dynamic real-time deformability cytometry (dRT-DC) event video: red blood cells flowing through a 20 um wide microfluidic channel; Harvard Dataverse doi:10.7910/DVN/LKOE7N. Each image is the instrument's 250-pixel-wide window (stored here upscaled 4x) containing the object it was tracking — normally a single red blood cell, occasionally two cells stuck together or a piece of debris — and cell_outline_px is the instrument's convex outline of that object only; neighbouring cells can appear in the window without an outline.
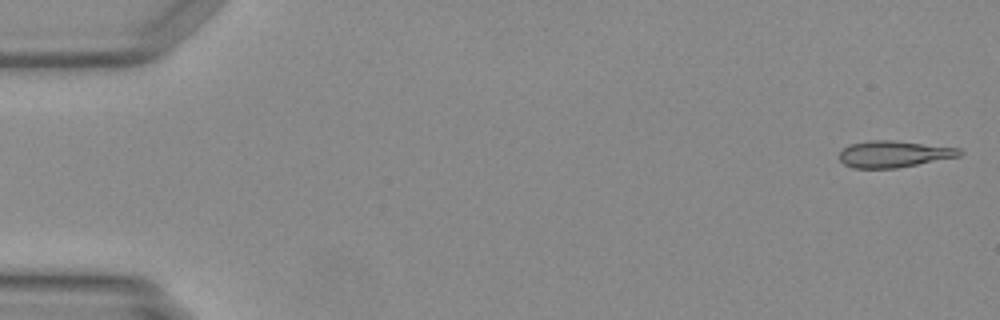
{"species": "Egyptian fruit bat (a non-hibernating species)", "species_latin": "Rousettus aegyptiacus", "temperature_condition": "warm", "stored_images_in_passage": 11, "camera_frame_rate_fps": 3000, "um_per_image_px": 0.085, "animal": {"sex": "female"}, "frame": {"image": 1, "passage_image": 1, "time_ms": 0.0, "image_size_px": [1000, 320], "cell_outline_px": [[964, 152], [960, 156], [896, 168], [852, 168], [844, 164], [840, 160], [840, 152], [848, 144], [872, 140], [892, 140], [960, 148]], "centroid_in_image_um": [75.97, 13.09], "position_along_channel_um": 9.0, "area_um2": 18.55}}